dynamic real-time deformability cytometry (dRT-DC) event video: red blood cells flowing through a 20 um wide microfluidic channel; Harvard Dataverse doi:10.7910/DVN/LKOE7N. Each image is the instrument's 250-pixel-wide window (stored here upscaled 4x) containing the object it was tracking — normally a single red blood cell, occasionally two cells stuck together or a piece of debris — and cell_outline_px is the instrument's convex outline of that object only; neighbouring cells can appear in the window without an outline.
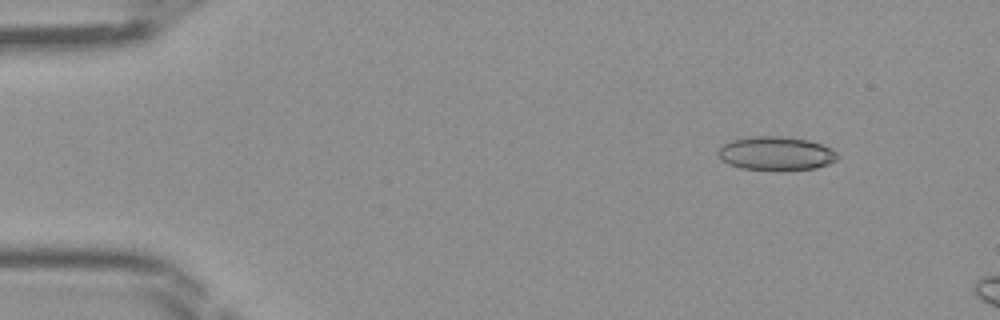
{"species": "Egyptian fruit bat (a non-hibernating species)", "species_latin": "Rousettus aegyptiacus", "temperature_condition": "room temperature", "stored_images_in_passage": 10, "camera_frame_rate_fps": 3000, "um_per_image_px": 0.085, "frame": {"image": 1, "passage_image": 5, "time_ms": 1.333, "image_size_px": [1000, 320], "cell_outline_px": [[840, 156], [836, 160], [828, 164], [816, 168], [740, 168], [728, 164], [720, 156], [720, 148], [724, 144], [732, 140], [756, 136], [784, 136], [808, 140], [820, 144], [836, 152]], "centroid_in_image_um": [65.99, 13.01], "position_along_channel_um": 19.0, "area_um2": 22.54}}